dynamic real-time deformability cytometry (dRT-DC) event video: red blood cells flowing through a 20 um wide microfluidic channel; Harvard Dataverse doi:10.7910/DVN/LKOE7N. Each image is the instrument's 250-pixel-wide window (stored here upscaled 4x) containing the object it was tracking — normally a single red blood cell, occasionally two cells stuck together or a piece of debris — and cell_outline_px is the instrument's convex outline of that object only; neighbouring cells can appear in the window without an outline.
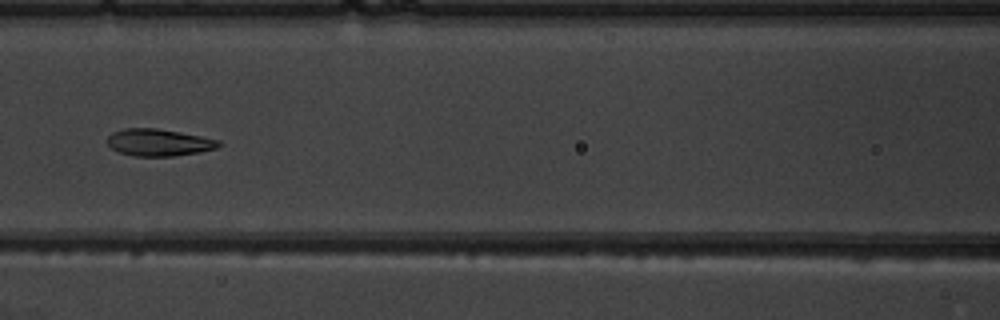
{"species": "common noctule bat (a hibernating species)", "species_latin": "Nyctalus noctula", "temperature_condition": "warm", "stored_images_in_passage": 7, "camera_frame_rate_fps": 3000, "um_per_image_px": 0.085, "animal": {"sex": "male", "body_mass_g": 19.5, "forearm_length_mm": 54.6}, "frame": {"image": 1, "passage_image": 7, "time_ms": 7.0, "image_size_px": [1000, 320], "cell_outline_px": [[220, 144], [216, 148], [200, 152], [172, 156], [132, 156], [120, 152], [112, 148], [108, 144], [108, 136], [112, 132], [124, 128], [156, 128], [200, 136], [220, 140]], "centroid_in_image_um": [13.48, 12.11], "position_along_channel_um": 153.1, "area_um2": 17.4}}